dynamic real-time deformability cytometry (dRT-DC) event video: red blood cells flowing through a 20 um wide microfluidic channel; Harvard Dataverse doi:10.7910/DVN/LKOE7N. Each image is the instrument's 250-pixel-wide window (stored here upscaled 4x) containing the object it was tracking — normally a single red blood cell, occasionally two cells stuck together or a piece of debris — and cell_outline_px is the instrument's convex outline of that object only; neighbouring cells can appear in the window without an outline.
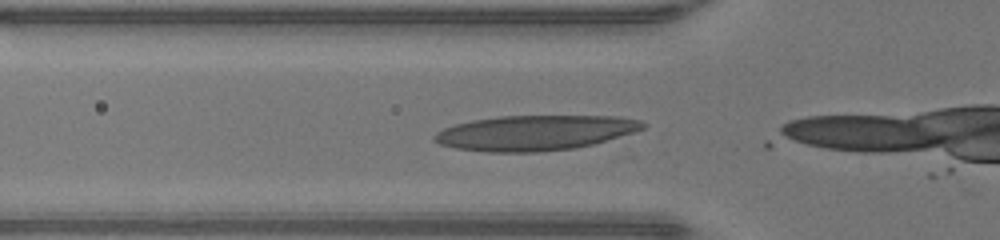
{"species": "human", "species_latin": "Homo sapiens", "temperature_condition": "warm", "stored_images_in_passage": 12, "camera_frame_rate_fps": 3000, "um_per_image_px": 0.085, "donor": {"sex": "male"}, "frame": {"image": 1, "passage_image": 2, "time_ms": 0.333, "image_size_px": [1000, 240], "cell_outline_px": [[648, 124], [644, 128], [632, 132], [592, 144], [576, 148], [540, 152], [488, 152], [456, 148], [440, 144], [432, 140], [432, 136], [436, 132], [444, 128], [456, 124], [472, 120], [500, 116], [616, 116], [640, 120]], "centroid_in_image_um": [45.44, 11.29], "position_along_channel_um": 80.4, "area_um2": 42.54}}
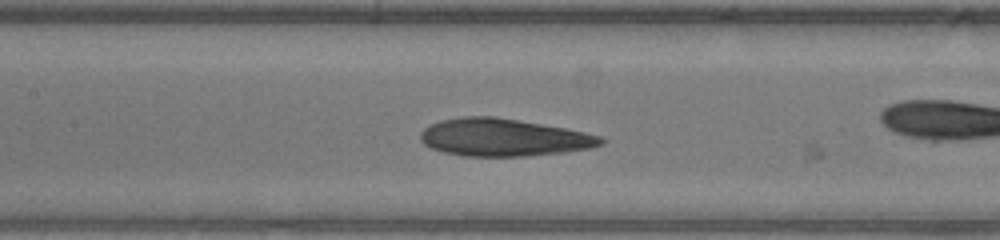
{"frame": {"image": 2, "passage_image": 8, "time_ms": 2.333, "image_size_px": [1000, 240], "cell_outline_px": [[608, 140], [604, 144], [588, 148], [564, 152], [524, 156], [464, 156], [444, 152], [432, 148], [424, 144], [420, 140], [420, 132], [428, 124], [440, 120], [460, 116], [496, 116], [564, 128], [584, 132], [600, 136]], "centroid_in_image_um": [42.76, 11.67], "position_along_channel_um": 164.6, "area_um2": 39.54}}
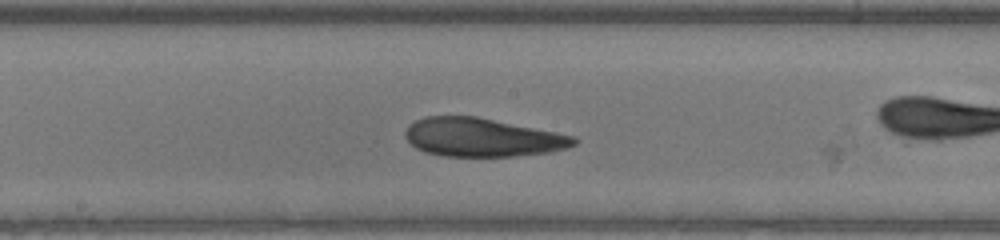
{"frame": {"image": 3, "passage_image": 11, "time_ms": 3.333, "image_size_px": [1000, 240], "cell_outline_px": [[580, 140], [576, 144], [564, 148], [548, 152], [512, 156], [444, 156], [424, 152], [416, 148], [404, 136], [404, 132], [408, 124], [424, 116], [476, 116], [572, 136]], "centroid_in_image_um": [40.91, 11.67], "position_along_channel_um": 207.3, "area_um2": 37.51}}